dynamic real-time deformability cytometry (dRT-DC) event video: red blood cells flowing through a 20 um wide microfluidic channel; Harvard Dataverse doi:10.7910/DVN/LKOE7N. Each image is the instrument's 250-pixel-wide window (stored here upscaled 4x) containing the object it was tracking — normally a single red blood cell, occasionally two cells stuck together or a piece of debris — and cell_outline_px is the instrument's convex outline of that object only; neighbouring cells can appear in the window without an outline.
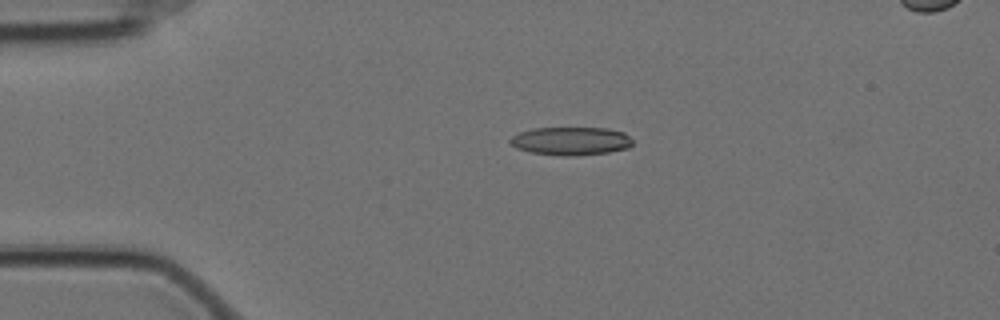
{"species": "Egyptian fruit bat (a non-hibernating species)", "species_latin": "Rousettus aegyptiacus", "temperature_condition": "cold", "stored_images_in_passage": 58, "camera_frame_rate_fps": 3000, "um_per_image_px": 0.085, "animal": {"sex": "female"}, "frame": {"image": 1, "passage_image": 13, "time_ms": 4.0, "image_size_px": [1000, 320], "cell_outline_px": [[632, 144], [628, 148], [608, 152], [572, 156], [564, 156], [532, 152], [516, 148], [508, 140], [512, 136], [520, 132], [532, 128], [608, 128], [624, 132], [632, 140]], "centroid_in_image_um": [48.53, 11.98], "position_along_channel_um": 36.5, "area_um2": 20.06}}
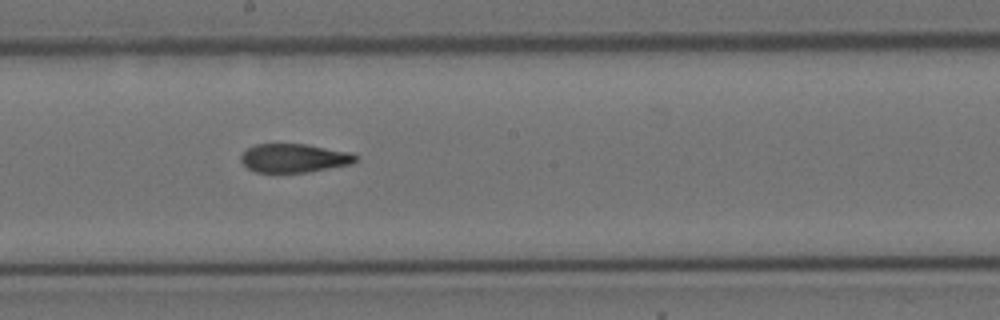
{"frame": {"image": 2, "passage_image": 32, "time_ms": 10.333, "image_size_px": [1000, 320], "cell_outline_px": [[356, 160], [352, 164], [308, 172], [256, 172], [248, 168], [240, 160], [240, 156], [248, 148], [256, 144], [308, 144], [352, 152], [356, 156]], "centroid_in_image_um": [25.02, 13.43], "position_along_channel_um": 223.2, "area_um2": 19.19}}
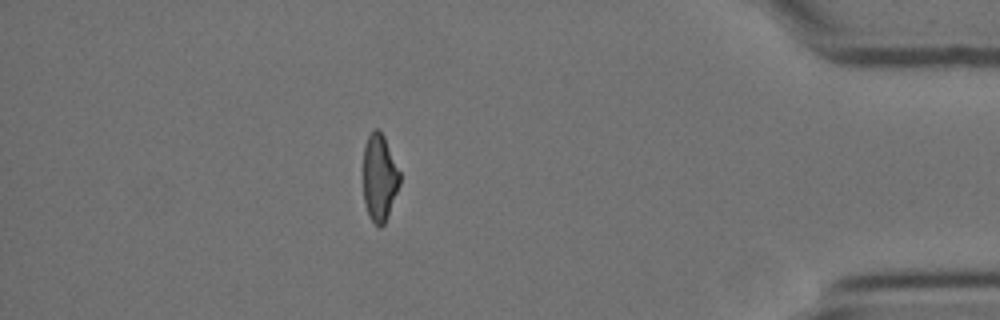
{"frame": {"image": 3, "passage_image": 51, "time_ms": 16.667, "image_size_px": [1000, 320], "cell_outline_px": [[400, 184], [388, 216], [384, 224], [380, 228], [368, 216], [364, 200], [364, 144], [372, 128], [380, 128], [384, 136], [400, 172]], "centroid_in_image_um": [32.26, 15.07], "position_along_channel_um": 402.9, "area_um2": 18.61}, "authors_computed_cell_mechanics": {"area_um2": 19.9121, "velocity_mm_per_s": 3.5111, "shape_relaxation_time_tau1_ms": 9.2149, "shape_relaxation_time_tau2_ms": 2.03, "deformation_change_tau1": 0.2239, "deformation_change_tau2": 0.0941}}